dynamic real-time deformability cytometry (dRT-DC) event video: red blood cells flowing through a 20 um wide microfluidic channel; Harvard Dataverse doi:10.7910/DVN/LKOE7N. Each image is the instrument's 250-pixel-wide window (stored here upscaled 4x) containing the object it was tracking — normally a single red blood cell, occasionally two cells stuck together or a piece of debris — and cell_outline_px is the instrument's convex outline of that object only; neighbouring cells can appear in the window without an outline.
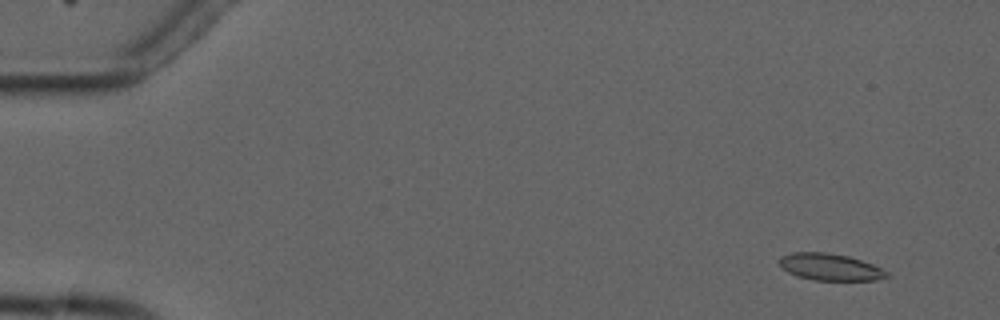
{"species": "common noctule bat (a hibernating species)", "species_latin": "Nyctalus noctula", "temperature_condition": "cold", "stored_images_in_passage": 5, "camera_frame_rate_fps": 3000, "um_per_image_px": 0.085, "animal": {"sex": "male", "forearm_length_mm": 52.5}, "frame": {"image": 1, "passage_image": 1, "time_ms": 0.0, "image_size_px": [1000, 320], "cell_outline_px": [[888, 276], [876, 280], [812, 280], [796, 276], [788, 272], [780, 264], [780, 256], [792, 252], [828, 252], [848, 256], [872, 264], [888, 272]], "centroid_in_image_um": [70.53, 22.69], "position_along_channel_um": 14.5, "area_um2": 16.7}}